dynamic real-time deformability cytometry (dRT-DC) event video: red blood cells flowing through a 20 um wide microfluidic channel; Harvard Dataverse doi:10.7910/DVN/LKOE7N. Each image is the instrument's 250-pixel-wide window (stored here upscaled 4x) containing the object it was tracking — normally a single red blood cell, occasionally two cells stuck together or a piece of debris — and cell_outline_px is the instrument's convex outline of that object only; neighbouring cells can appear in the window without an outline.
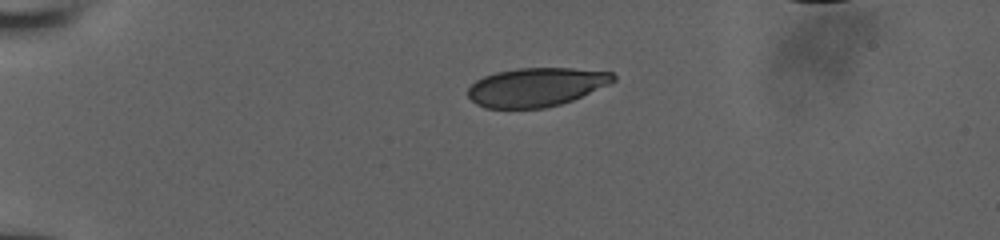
{"species": "human", "species_latin": "Homo sapiens", "temperature_condition": "room temperature", "stored_images_in_passage": 11, "camera_frame_rate_fps": 3000, "um_per_image_px": 0.085, "donor": {"sex": "male"}, "frame": {"image": 1, "passage_image": 1, "time_ms": 0.0, "image_size_px": [1000, 240], "cell_outline_px": [[616, 80], [608, 84], [572, 100], [560, 104], [544, 108], [484, 108], [476, 104], [468, 96], [468, 88], [476, 80], [484, 76], [496, 72], [520, 68], [572, 68], [612, 72], [616, 76]], "centroid_in_image_um": [45.56, 7.4], "position_along_channel_um": 39.4, "area_um2": 32.66}}
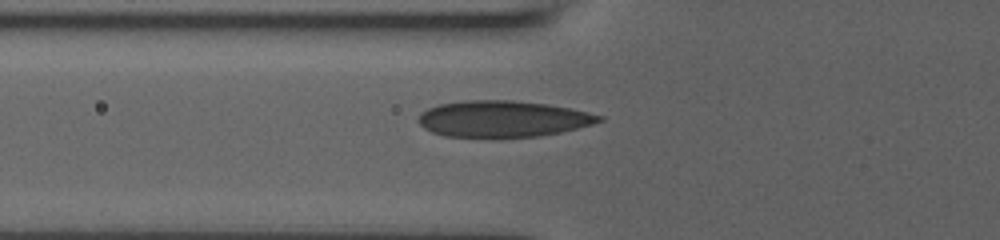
{"frame": {"image": 2, "passage_image": 7, "time_ms": 2.667, "image_size_px": [1000, 240], "cell_outline_px": [[604, 120], [592, 124], [560, 132], [540, 136], [500, 140], [444, 136], [432, 132], [424, 128], [416, 120], [420, 112], [428, 108], [440, 104], [464, 100], [512, 100], [548, 104], [588, 112], [604, 116]], "centroid_in_image_um": [42.69, 10.14], "position_along_channel_um": 83.1, "area_um2": 39.36}}
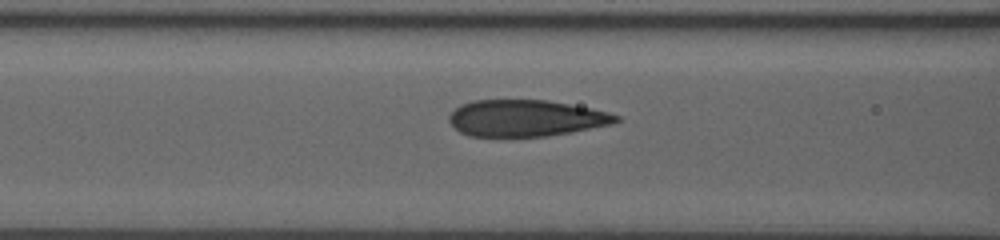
{"frame": {"image": 3, "passage_image": 10, "time_ms": 3.667, "image_size_px": [1000, 240], "cell_outline_px": [[620, 120], [612, 124], [572, 132], [544, 136], [468, 136], [460, 132], [448, 120], [448, 116], [460, 104], [472, 100], [548, 100], [592, 108], [608, 112], [620, 116]], "centroid_in_image_um": [44.7, 10.03], "position_along_channel_um": 121.9, "area_um2": 35.55}}